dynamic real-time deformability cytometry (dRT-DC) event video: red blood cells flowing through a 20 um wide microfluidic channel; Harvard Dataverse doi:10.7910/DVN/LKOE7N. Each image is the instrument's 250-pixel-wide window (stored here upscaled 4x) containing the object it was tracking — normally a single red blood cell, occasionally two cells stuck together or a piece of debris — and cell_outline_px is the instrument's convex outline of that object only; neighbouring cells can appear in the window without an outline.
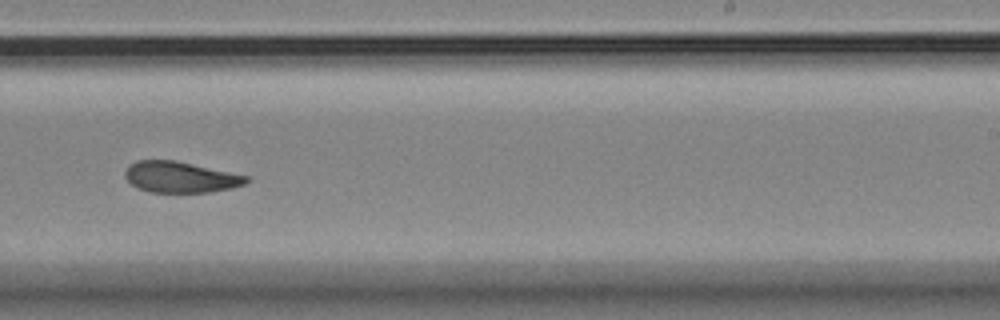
{"species": "Egyptian fruit bat (a non-hibernating species)", "species_latin": "Rousettus aegyptiacus", "temperature_condition": "room temperature", "stored_images_in_passage": 16, "camera_frame_rate_fps": 3000, "um_per_image_px": 0.085, "animal": {"sex": "female"}, "frame": {"image": 1, "passage_image": 10, "time_ms": 10.333, "image_size_px": [1000, 320], "cell_outline_px": [[248, 180], [244, 184], [232, 188], [208, 192], [148, 192], [132, 184], [124, 176], [124, 172], [128, 164], [136, 160], [176, 160], [248, 176]], "centroid_in_image_um": [15.29, 15.04], "position_along_channel_um": 273.7, "area_um2": 21.85}}
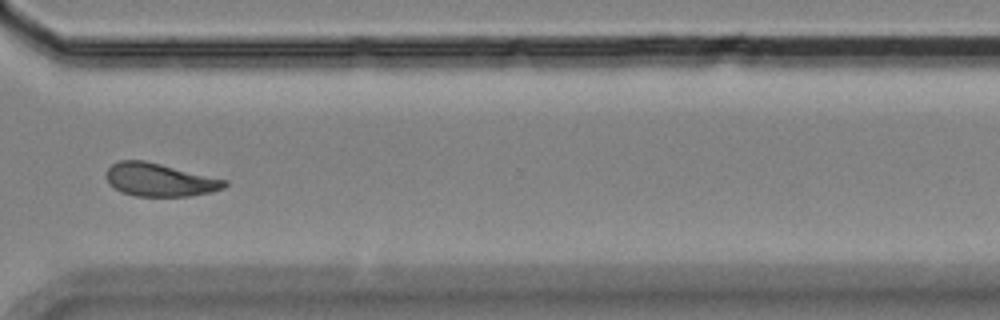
{"frame": {"image": 2, "passage_image": 12, "time_ms": 12.667, "image_size_px": [1000, 320], "cell_outline_px": [[228, 184], [224, 188], [208, 192], [188, 196], [136, 196], [120, 192], [104, 176], [108, 168], [112, 164], [120, 160], [144, 160], [228, 180]], "centroid_in_image_um": [13.56, 15.28], "position_along_channel_um": 357.0, "area_um2": 22.66}}
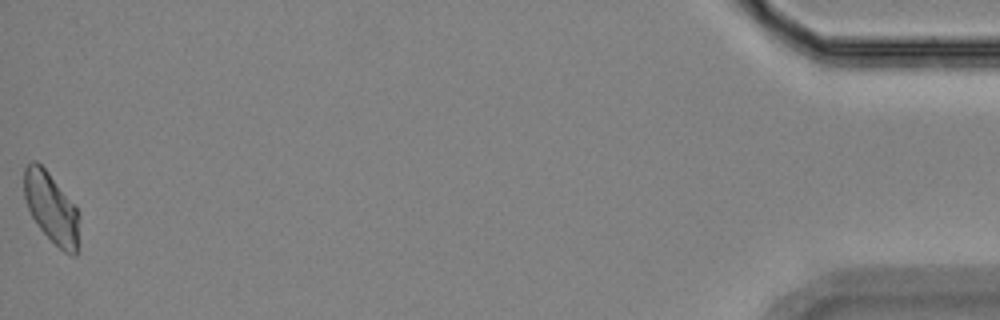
{"frame": {"image": 3, "passage_image": 16, "time_ms": 17.333, "image_size_px": [1000, 320], "cell_outline_px": [[80, 216], [76, 256], [72, 256], [64, 252], [40, 228], [32, 216], [28, 208], [24, 196], [24, 168], [32, 160], [36, 160], [48, 172], [76, 208]], "centroid_in_image_um": [4.36, 17.67], "position_along_channel_um": 430.8, "area_um2": 22.25}, "authors_computed_cell_mechanics": {"area_um2": 22.5998, "velocity_mm_per_s": 3.5713, "shape_relaxation_time_tau1_ms": null, "shape_relaxation_time_tau2_ms": 7.7879, "deformation_change_tau1": null, "deformation_change_tau2": 0.0973}}